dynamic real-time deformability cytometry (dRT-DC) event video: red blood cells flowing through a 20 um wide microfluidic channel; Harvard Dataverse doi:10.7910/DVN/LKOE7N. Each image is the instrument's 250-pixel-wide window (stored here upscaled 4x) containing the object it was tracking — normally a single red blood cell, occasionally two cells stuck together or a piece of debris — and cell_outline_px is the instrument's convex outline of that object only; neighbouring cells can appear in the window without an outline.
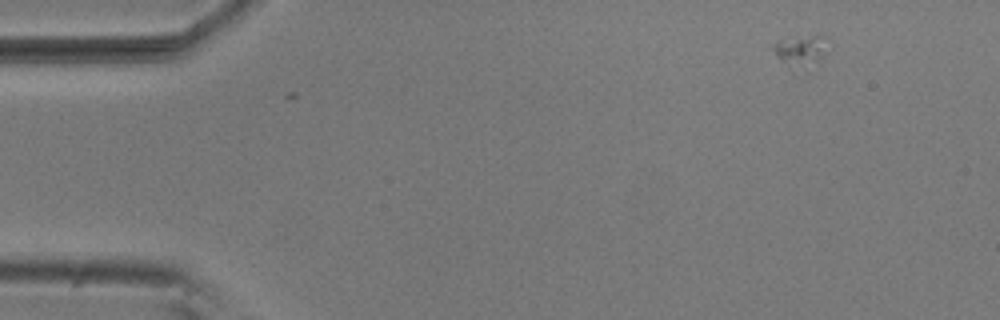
{"species": "common noctule bat (a hibernating species)", "species_latin": "Nyctalus noctula", "temperature_condition": "room temperature", "stored_images_in_passage": 2, "camera_frame_rate_fps": 3000, "um_per_image_px": 0.085, "animal": {"sex": "male", "body_mass_g": 20.5, "forearm_length_mm": 52.5}, "frame": {"image": 1, "passage_image": 2, "time_ms": 0.333, "image_size_px": [1000, 320], "cell_outline_px": [[828, 52], [808, 72], [792, 72], [780, 60], [772, 48], [776, 40], [812, 36], [824, 36]], "centroid_in_image_um": [68.07, 4.45], "position_along_channel_um": 16.9, "area_um2": 10.58}}